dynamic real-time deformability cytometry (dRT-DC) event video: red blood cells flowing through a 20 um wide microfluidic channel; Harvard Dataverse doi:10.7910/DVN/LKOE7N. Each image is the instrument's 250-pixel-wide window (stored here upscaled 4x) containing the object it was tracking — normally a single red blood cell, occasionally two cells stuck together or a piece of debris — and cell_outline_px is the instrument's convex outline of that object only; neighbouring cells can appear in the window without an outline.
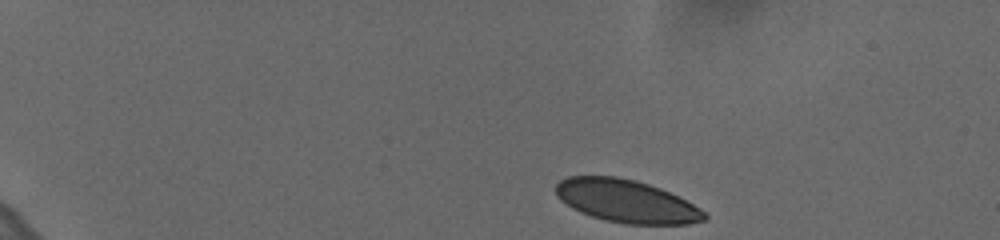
{"species": "human", "species_latin": "Homo sapiens", "temperature_condition": "cold", "stored_images_in_passage": 9, "camera_frame_rate_fps": 3000, "um_per_image_px": 0.085, "donor": {"sex": "female"}, "frame": {"image": 1, "passage_image": 1, "time_ms": 0.0, "image_size_px": [1000, 240], "cell_outline_px": [[708, 220], [688, 224], [624, 224], [604, 220], [580, 212], [572, 208], [560, 200], [556, 196], [556, 184], [560, 180], [568, 176], [616, 176], [636, 180], [660, 188], [700, 208], [708, 216]], "centroid_in_image_um": [53.22, 17.1], "position_along_channel_um": 31.8, "area_um2": 37.05}}
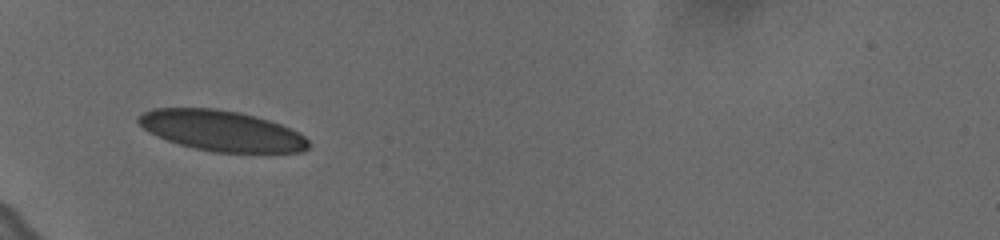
{"frame": {"image": 2, "passage_image": 6, "time_ms": 1.667, "image_size_px": [1000, 240], "cell_outline_px": [[308, 148], [304, 152], [212, 152], [180, 144], [156, 136], [144, 128], [136, 120], [136, 116], [144, 112], [156, 108], [216, 108], [236, 112], [268, 120], [280, 124], [304, 136], [308, 140]], "centroid_in_image_um": [18.8, 11.11], "position_along_channel_um": 66.2, "area_um2": 39.71}}
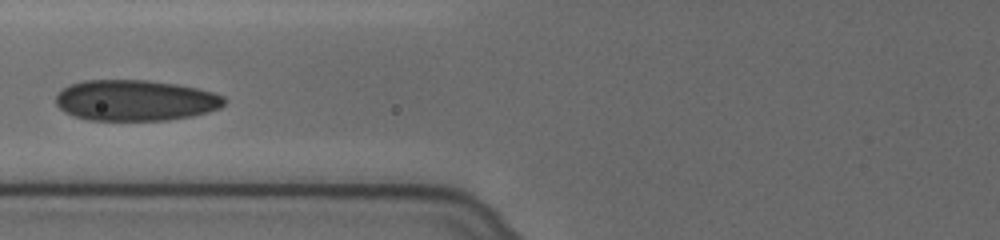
{"frame": {"image": 3, "passage_image": 8, "time_ms": 2.333, "image_size_px": [1000, 240], "cell_outline_px": [[228, 100], [220, 108], [208, 112], [192, 116], [168, 120], [88, 120], [72, 116], [64, 112], [56, 104], [56, 96], [68, 84], [84, 80], [148, 80], [176, 84], [196, 88], [212, 92], [224, 96]], "centroid_in_image_um": [11.51, 8.53], "position_along_channel_um": 114.3, "area_um2": 40.34}}